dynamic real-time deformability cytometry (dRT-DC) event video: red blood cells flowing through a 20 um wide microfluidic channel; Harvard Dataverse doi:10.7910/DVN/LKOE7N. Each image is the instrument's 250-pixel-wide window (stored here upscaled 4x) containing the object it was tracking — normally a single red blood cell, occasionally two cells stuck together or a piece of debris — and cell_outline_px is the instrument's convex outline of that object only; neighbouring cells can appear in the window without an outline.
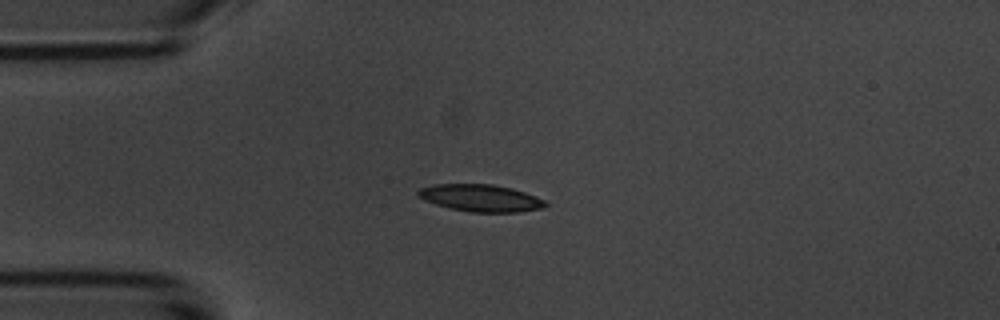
{"species": "common noctule bat (a hibernating species)", "species_latin": "Nyctalus noctula", "temperature_condition": "room temperature", "stored_images_in_passage": 12, "camera_frame_rate_fps": 3000, "um_per_image_px": 0.085, "animal": {"sex": "male", "body_mass_g": 20.1, "forearm_length_mm": 53.5}, "frame": {"image": 1, "passage_image": 1, "time_ms": 0.0, "image_size_px": [1000, 320], "cell_outline_px": [[548, 204], [544, 208], [520, 212], [468, 212], [436, 204], [424, 200], [416, 196], [416, 192], [420, 188], [432, 184], [492, 184], [512, 188], [536, 196], [544, 200]], "centroid_in_image_um": [40.85, 16.83], "position_along_channel_um": 44.1, "area_um2": 20.23}}
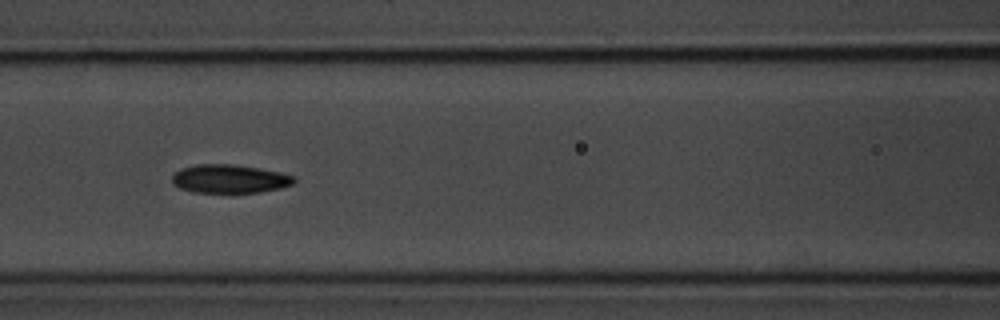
{"frame": {"image": 2, "passage_image": 4, "time_ms": 3.333, "image_size_px": [1000, 320], "cell_outline_px": [[296, 180], [292, 184], [280, 188], [260, 192], [192, 192], [180, 188], [172, 184], [172, 176], [180, 168], [196, 164], [232, 164], [280, 172], [292, 176]], "centroid_in_image_um": [19.47, 15.2], "position_along_channel_um": 147.1, "area_um2": 20.11}}
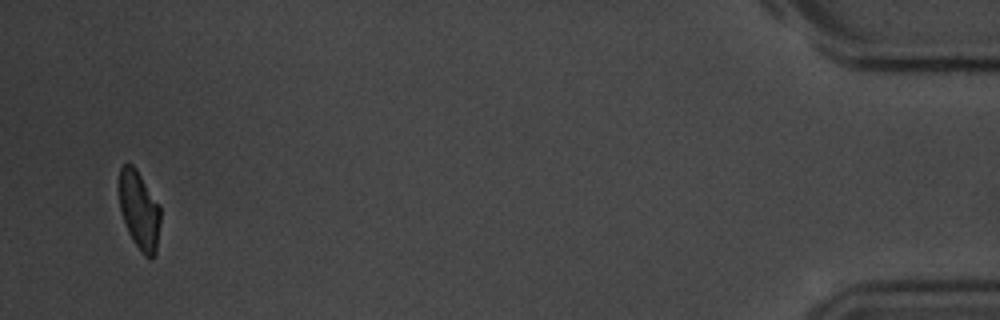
{"frame": {"image": 3, "passage_image": 12, "time_ms": 13.333, "image_size_px": [1000, 320], "cell_outline_px": [[160, 220], [156, 252], [152, 256], [144, 256], [140, 252], [132, 240], [128, 232], [120, 212], [120, 168], [124, 164], [132, 164], [136, 168], [160, 204]], "centroid_in_image_um": [11.84, 17.87], "position_along_channel_um": 423.4, "area_um2": 18.84}, "authors_computed_cell_mechanics": {"area_um2": 20.3456, "velocity_mm_per_s": 3.5969, "shape_relaxation_time_tau1_ms": 2.5273, "shape_relaxation_time_tau2_ms": 2.1836, "deformation_change_tau1": 0.09, "deformation_change_tau2": 0.0635}}